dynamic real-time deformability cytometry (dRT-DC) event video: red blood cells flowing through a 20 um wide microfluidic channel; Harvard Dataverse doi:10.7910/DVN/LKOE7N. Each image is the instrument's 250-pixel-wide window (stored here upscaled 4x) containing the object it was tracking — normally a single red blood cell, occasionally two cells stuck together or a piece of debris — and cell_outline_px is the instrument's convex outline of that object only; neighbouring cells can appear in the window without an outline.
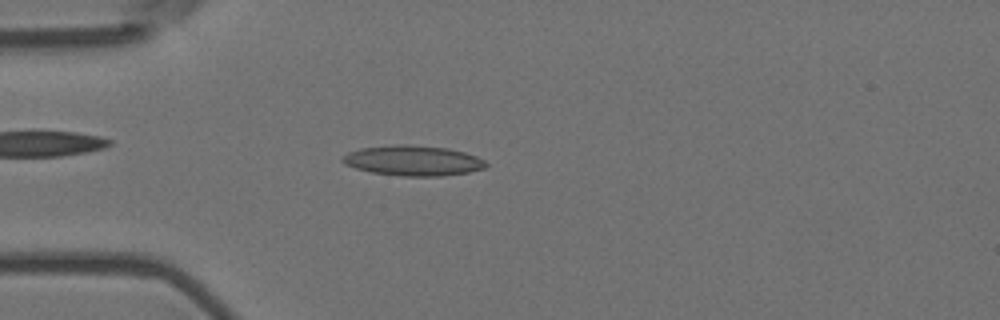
{"species": "Egyptian fruit bat (a non-hibernating species)", "species_latin": "Rousettus aegyptiacus", "temperature_condition": "room temperature", "stored_images_in_passage": 52, "camera_frame_rate_fps": 3000, "um_per_image_px": 0.085, "animal": {"sex": "female"}, "frame": {"image": 1, "passage_image": 12, "time_ms": 3.667, "image_size_px": [1000, 320], "cell_outline_px": [[488, 164], [484, 168], [468, 172], [440, 176], [400, 176], [372, 172], [356, 168], [344, 164], [340, 160], [340, 156], [348, 152], [360, 148], [396, 144], [408, 144], [448, 148], [464, 152], [476, 156], [484, 160]], "centroid_in_image_um": [35.07, 13.64], "position_along_channel_um": 49.9, "area_um2": 25.37}}
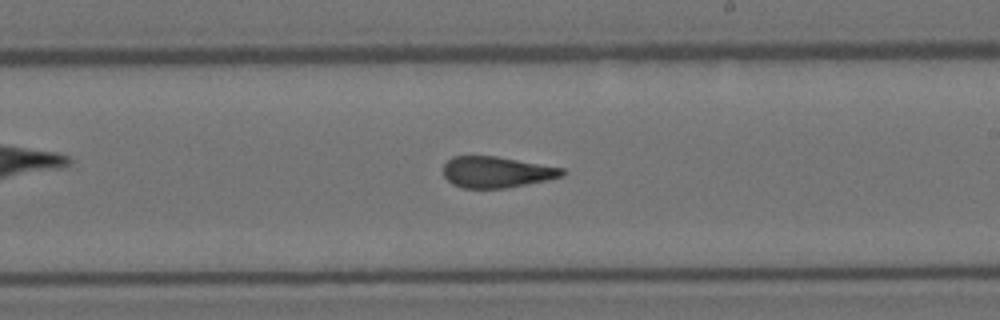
{"frame": {"image": 2, "passage_image": 29, "time_ms": 9.333, "image_size_px": [1000, 320], "cell_outline_px": [[568, 172], [564, 176], [548, 180], [504, 188], [464, 188], [452, 184], [444, 176], [444, 164], [452, 156], [496, 156], [564, 168]], "centroid_in_image_um": [42.24, 14.62], "position_along_channel_um": 246.8, "area_um2": 21.62}}
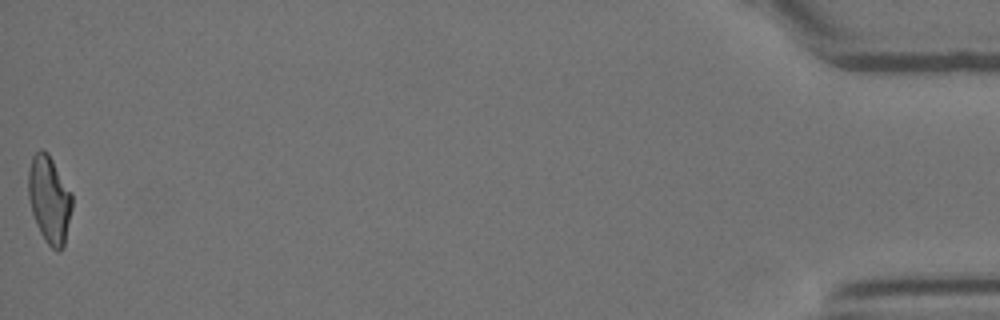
{"frame": {"image": 3, "passage_image": 52, "time_ms": 17.0, "image_size_px": [1000, 320], "cell_outline_px": [[72, 208], [64, 244], [56, 252], [48, 244], [40, 232], [36, 224], [32, 212], [28, 196], [28, 172], [32, 156], [40, 148], [44, 148], [48, 152], [72, 192]], "centroid_in_image_um": [4.19, 16.9], "position_along_channel_um": 431.0, "area_um2": 22.31}, "authors_computed_cell_mechanics": {"area_um2": 22.6865, "velocity_mm_per_s": 3.6866, "shape_relaxation_time_tau1_ms": 10.3384, "shape_relaxation_time_tau2_ms": 1.1409, "deformation_change_tau1": 0.2792, "deformation_change_tau2": 0.1025}}